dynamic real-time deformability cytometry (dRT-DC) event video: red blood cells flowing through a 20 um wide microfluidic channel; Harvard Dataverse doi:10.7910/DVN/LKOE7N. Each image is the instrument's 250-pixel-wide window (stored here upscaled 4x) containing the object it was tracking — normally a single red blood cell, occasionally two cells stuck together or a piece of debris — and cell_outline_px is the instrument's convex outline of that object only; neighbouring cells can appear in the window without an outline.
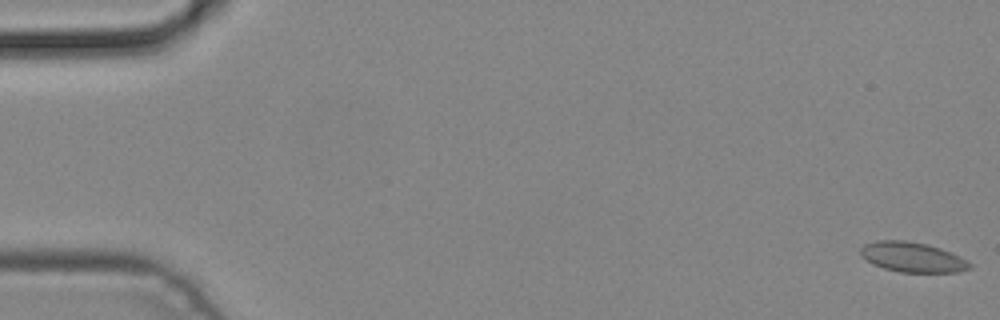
{"species": "common noctule bat (a hibernating species)", "species_latin": "Nyctalus noctula", "temperature_condition": "cold", "stored_images_in_passage": 5, "camera_frame_rate_fps": 3000, "um_per_image_px": 0.085, "animal": {"sex": "male", "body_mass_g": 19.2, "forearm_length_mm": 51.8}, "frame": {"image": 1, "passage_image": 1, "time_ms": 0.0, "image_size_px": [1000, 320], "cell_outline_px": [[972, 268], [960, 272], [900, 272], [884, 268], [872, 264], [860, 256], [860, 248], [864, 244], [876, 240], [904, 240], [928, 244], [940, 248], [972, 264]], "centroid_in_image_um": [77.5, 21.85], "position_along_channel_um": 7.5, "area_um2": 19.02}}
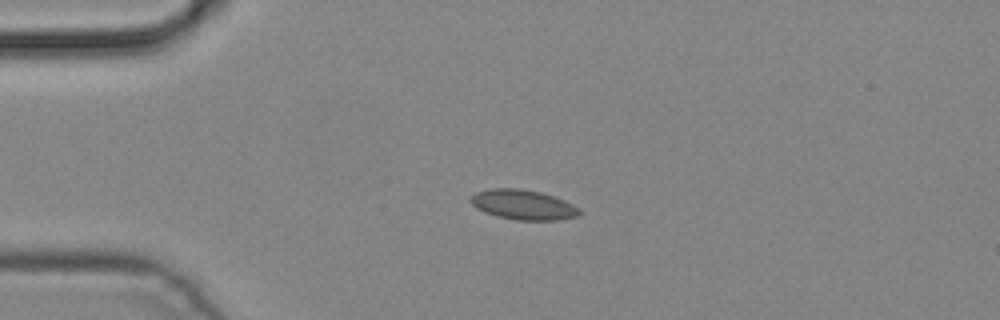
{"frame": {"image": 2, "passage_image": 4, "time_ms": 1.0, "image_size_px": [1000, 320], "cell_outline_px": [[580, 216], [560, 220], [516, 220], [496, 216], [484, 212], [476, 208], [468, 200], [476, 192], [488, 188], [520, 188], [540, 192], [564, 200], [580, 208]], "centroid_in_image_um": [44.46, 17.4], "position_along_channel_um": 40.5, "area_um2": 19.13}}